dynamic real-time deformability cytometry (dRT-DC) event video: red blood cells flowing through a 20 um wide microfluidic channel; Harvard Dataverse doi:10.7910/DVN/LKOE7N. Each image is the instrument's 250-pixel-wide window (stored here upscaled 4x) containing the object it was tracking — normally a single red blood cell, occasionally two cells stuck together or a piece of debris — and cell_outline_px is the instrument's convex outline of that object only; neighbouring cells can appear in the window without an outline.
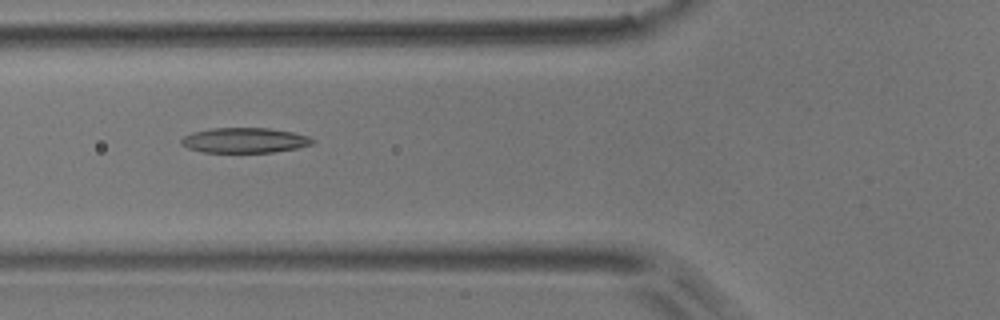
{"species": "common noctule bat (a hibernating species)", "species_latin": "Nyctalus noctula", "temperature_condition": "room temperature", "stored_images_in_passage": 9, "camera_frame_rate_fps": 3000, "um_per_image_px": 0.085, "animal": {"sex": "male", "body_mass_g": 17.9}, "frame": {"image": 1, "passage_image": 6, "time_ms": 5.667, "image_size_px": [1000, 320], "cell_outline_px": [[316, 140], [312, 144], [296, 148], [272, 152], [204, 152], [188, 148], [180, 144], [180, 140], [184, 136], [192, 132], [212, 128], [268, 128], [292, 132], [308, 136]], "centroid_in_image_um": [20.77, 11.92], "position_along_channel_um": 105.0, "area_um2": 19.13}}
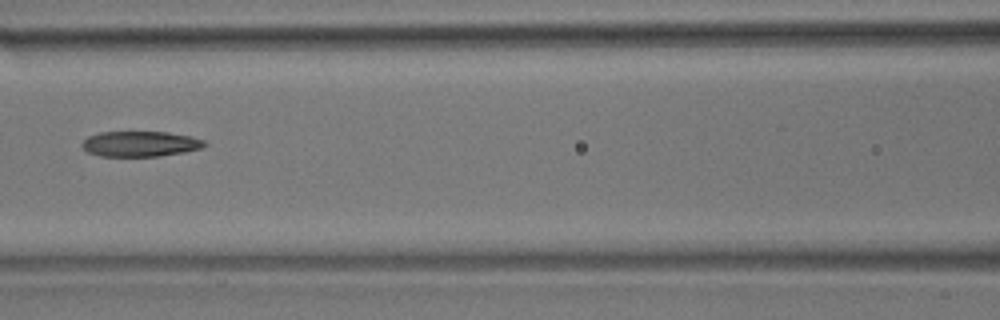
{"frame": {"image": 2, "passage_image": 7, "time_ms": 7.0, "image_size_px": [1000, 320], "cell_outline_px": [[208, 144], [200, 148], [184, 152], [160, 156], [100, 156], [88, 152], [80, 144], [88, 136], [100, 132], [168, 132], [188, 136], [204, 140]], "centroid_in_image_um": [11.9, 12.23], "position_along_channel_um": 154.7, "area_um2": 18.03}}
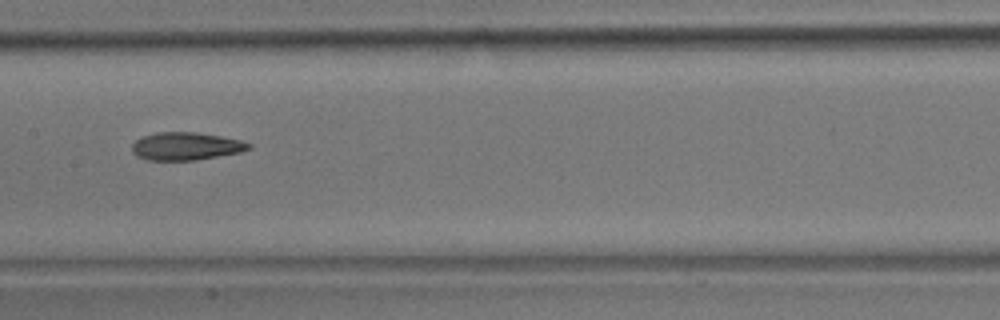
{"frame": {"image": 3, "passage_image": 8, "time_ms": 8.0, "image_size_px": [1000, 320], "cell_outline_px": [[252, 148], [240, 152], [196, 160], [148, 160], [136, 156], [132, 152], [132, 144], [136, 140], [144, 136], [156, 132], [196, 132], [220, 136], [240, 140], [252, 144]], "centroid_in_image_um": [15.8, 12.43], "position_along_channel_um": 191.6, "area_um2": 18.9}}